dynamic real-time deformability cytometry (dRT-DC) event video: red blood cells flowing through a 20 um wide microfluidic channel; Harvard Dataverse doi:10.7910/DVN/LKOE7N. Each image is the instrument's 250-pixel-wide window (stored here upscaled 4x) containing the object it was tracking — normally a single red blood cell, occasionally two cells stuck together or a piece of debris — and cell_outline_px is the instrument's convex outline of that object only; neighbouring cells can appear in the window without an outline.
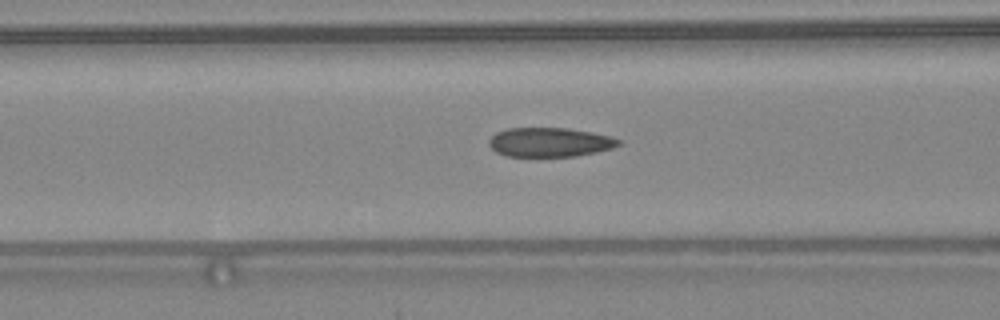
{"species": "common noctule bat (a hibernating species)", "species_latin": "Nyctalus noctula", "temperature_condition": "warm", "stored_images_in_passage": 26, "camera_frame_rate_fps": 3000, "um_per_image_px": 0.085, "animal": {"sex": "female", "body_mass_g": 24.6, "forearm_length_mm": 56.2}, "frame": {"image": 1, "passage_image": 6, "time_ms": 1.667, "image_size_px": [1000, 320], "cell_outline_px": [[624, 144], [612, 148], [596, 152], [576, 156], [508, 156], [496, 152], [488, 144], [488, 140], [496, 132], [508, 128], [568, 128], [592, 132], [612, 136], [620, 140]], "centroid_in_image_um": [46.76, 12.08], "position_along_channel_um": 119.8, "area_um2": 22.2}}
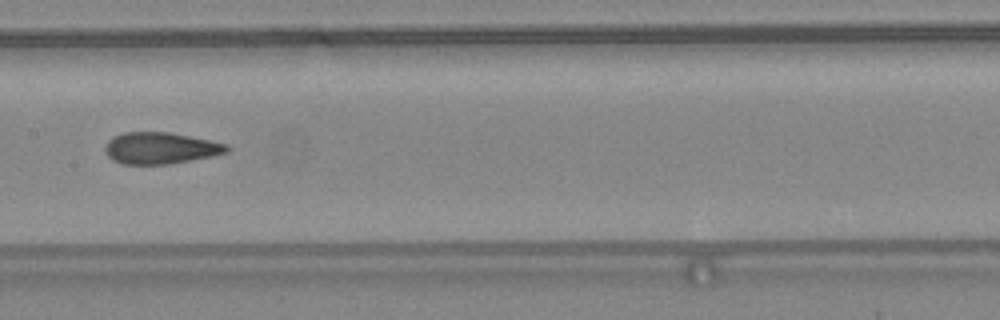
{"frame": {"image": 2, "passage_image": 11, "time_ms": 3.333, "image_size_px": [1000, 320], "cell_outline_px": [[232, 148], [228, 152], [212, 156], [168, 164], [124, 164], [112, 160], [108, 156], [104, 148], [108, 140], [112, 136], [124, 132], [168, 132], [228, 144]], "centroid_in_image_um": [13.63, 12.59], "position_along_channel_um": 193.8, "area_um2": 22.37}}
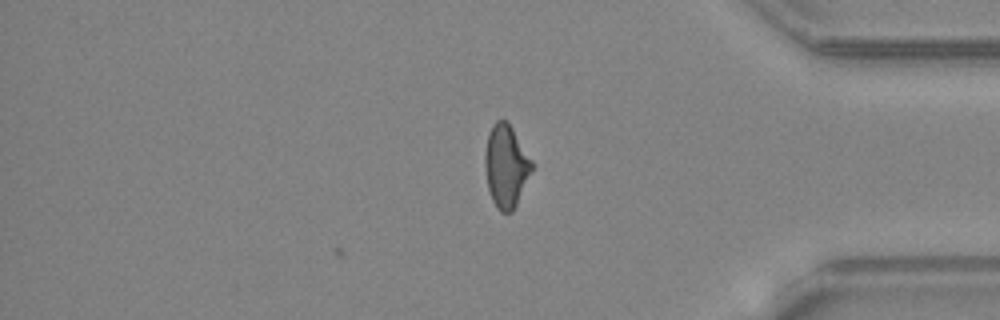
{"frame": {"image": 3, "passage_image": 26, "time_ms": 8.333, "image_size_px": [1000, 320], "cell_outline_px": [[532, 168], [516, 204], [512, 212], [500, 212], [496, 208], [492, 200], [488, 188], [484, 168], [484, 152], [488, 132], [492, 124], [496, 120], [508, 120], [532, 160]], "centroid_in_image_um": [42.97, 14.07], "position_along_channel_um": 392.2, "area_um2": 22.6}, "authors_computed_cell_mechanics": {"area_um2": 22.5998, "velocity_mm_per_s": 4.4061, "shape_relaxation_time_tau1_ms": null, "shape_relaxation_time_tau2_ms": 1.5748, "deformation_change_tau1": null, "deformation_change_tau2": 0.1027}}